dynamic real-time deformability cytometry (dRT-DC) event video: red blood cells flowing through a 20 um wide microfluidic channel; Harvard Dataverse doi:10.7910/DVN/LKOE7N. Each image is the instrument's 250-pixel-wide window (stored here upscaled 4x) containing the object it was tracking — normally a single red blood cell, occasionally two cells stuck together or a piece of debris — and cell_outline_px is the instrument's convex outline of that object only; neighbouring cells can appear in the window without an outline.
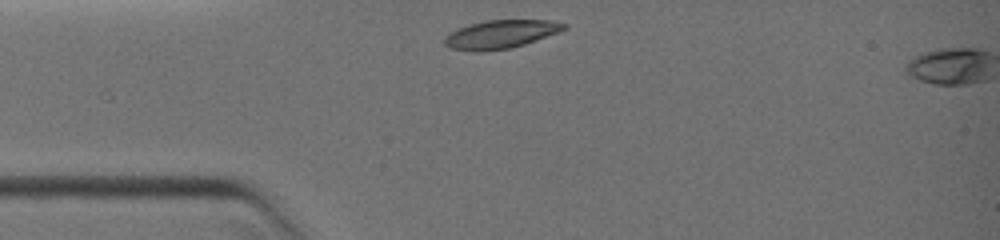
{"species": "common noctule bat (a hibernating species)", "species_latin": "Nyctalus noctula", "temperature_condition": "warm", "stored_images_in_passage": 2, "camera_frame_rate_fps": 3000, "um_per_image_px": 0.085, "animal": {"sex": "female", "body_mass_g": 19.0, "forearm_length_mm": 51.5}, "frame": {"image": 1, "passage_image": 1, "time_ms": 0.0, "image_size_px": [1000, 240], "cell_outline_px": [[568, 28], [524, 44], [508, 48], [452, 48], [444, 44], [444, 36], [456, 28], [484, 20], [548, 20], [568, 24]], "centroid_in_image_um": [42.6, 2.84], "position_along_channel_um": 42.4, "area_um2": 18.79}}